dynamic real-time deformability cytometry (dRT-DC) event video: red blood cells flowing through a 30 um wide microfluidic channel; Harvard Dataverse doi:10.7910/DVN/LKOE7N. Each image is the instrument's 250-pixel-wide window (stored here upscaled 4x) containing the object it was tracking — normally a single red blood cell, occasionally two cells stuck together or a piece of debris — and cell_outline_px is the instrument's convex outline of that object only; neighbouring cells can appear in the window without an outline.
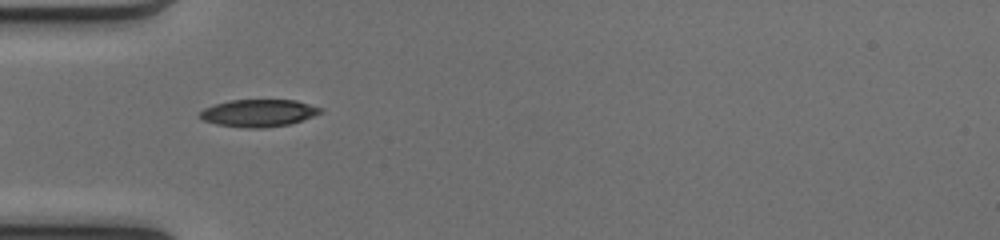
{"species": "common noctule bat (a hibernating species)", "species_latin": "Nyctalus noctula", "temperature_condition": "cold", "stored_images_in_passage": 35, "camera_frame_rate_fps": 3000, "um_per_image_px": 0.085, "animal": {"sex": "female", "body_mass_g": 17.0, "forearm_length_mm": 48.0}, "frame": {"image": 1, "passage_image": 1, "time_ms": 0.0, "image_size_px": [1000, 240], "cell_outline_px": [[324, 112], [288, 124], [264, 128], [244, 128], [216, 124], [204, 120], [200, 116], [200, 112], [204, 108], [216, 104], [232, 100], [296, 100], [324, 108]], "centroid_in_image_um": [22.01, 9.6], "position_along_channel_um": 63.0, "area_um2": 19.07}}
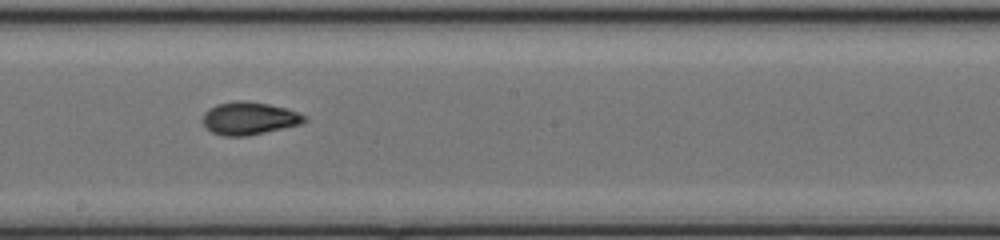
{"frame": {"image": 2, "passage_image": 13, "time_ms": 4.0, "image_size_px": [1000, 240], "cell_outline_px": [[308, 120], [300, 124], [248, 136], [224, 136], [212, 132], [200, 120], [204, 112], [208, 108], [216, 104], [236, 100], [244, 100], [268, 104], [284, 108], [308, 116]], "centroid_in_image_um": [21.14, 10.05], "position_along_channel_um": 227.1, "area_um2": 19.48}}
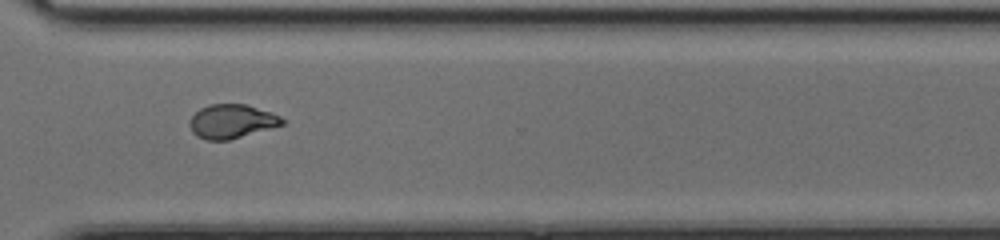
{"frame": {"image": 3, "passage_image": 22, "time_ms": 7.0, "image_size_px": [1000, 240], "cell_outline_px": [[284, 124], [228, 140], [208, 140], [196, 136], [192, 132], [188, 124], [192, 116], [200, 108], [208, 104], [244, 104], [272, 112], [280, 116], [284, 120]], "centroid_in_image_um": [19.66, 10.31], "position_along_channel_um": 350.9, "area_um2": 18.21}, "authors_computed_cell_mechanics": {"area_um2": 18.9006, "velocity_mm_per_s": 4.138, "shape_relaxation_time_tau1_ms": 11.0319, "shape_relaxation_time_tau2_ms": 1.5273, "deformation_change_tau1": 0.2876, "deformation_change_tau2": 0.0637}}